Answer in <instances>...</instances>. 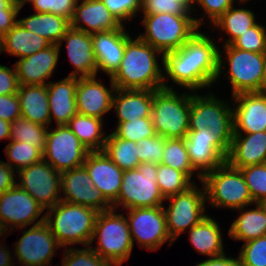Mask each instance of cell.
<instances>
[{
  "instance_id": "obj_1",
  "label": "cell",
  "mask_w": 266,
  "mask_h": 266,
  "mask_svg": "<svg viewBox=\"0 0 266 266\" xmlns=\"http://www.w3.org/2000/svg\"><path fill=\"white\" fill-rule=\"evenodd\" d=\"M219 49L210 36L198 29L180 48L163 54V88L173 89L166 84L169 79L193 92L209 88L225 71Z\"/></svg>"
},
{
  "instance_id": "obj_2",
  "label": "cell",
  "mask_w": 266,
  "mask_h": 266,
  "mask_svg": "<svg viewBox=\"0 0 266 266\" xmlns=\"http://www.w3.org/2000/svg\"><path fill=\"white\" fill-rule=\"evenodd\" d=\"M163 54L145 43L140 37L126 41L124 55L117 71L109 78L116 89L163 88V68L157 61V55Z\"/></svg>"
},
{
  "instance_id": "obj_3",
  "label": "cell",
  "mask_w": 266,
  "mask_h": 266,
  "mask_svg": "<svg viewBox=\"0 0 266 266\" xmlns=\"http://www.w3.org/2000/svg\"><path fill=\"white\" fill-rule=\"evenodd\" d=\"M46 211L45 223L61 247L76 243L90 245L99 213L96 209L60 201Z\"/></svg>"
},
{
  "instance_id": "obj_4",
  "label": "cell",
  "mask_w": 266,
  "mask_h": 266,
  "mask_svg": "<svg viewBox=\"0 0 266 266\" xmlns=\"http://www.w3.org/2000/svg\"><path fill=\"white\" fill-rule=\"evenodd\" d=\"M204 18L159 13L144 15L145 32L139 37L162 54L180 48L202 25Z\"/></svg>"
},
{
  "instance_id": "obj_5",
  "label": "cell",
  "mask_w": 266,
  "mask_h": 266,
  "mask_svg": "<svg viewBox=\"0 0 266 266\" xmlns=\"http://www.w3.org/2000/svg\"><path fill=\"white\" fill-rule=\"evenodd\" d=\"M95 239L97 248L92 246ZM89 246L113 266H122L134 247L125 214H117L115 209L99 212Z\"/></svg>"
},
{
  "instance_id": "obj_6",
  "label": "cell",
  "mask_w": 266,
  "mask_h": 266,
  "mask_svg": "<svg viewBox=\"0 0 266 266\" xmlns=\"http://www.w3.org/2000/svg\"><path fill=\"white\" fill-rule=\"evenodd\" d=\"M206 192V201L212 207L238 210L256 204L249 192L240 169L224 162L202 177Z\"/></svg>"
},
{
  "instance_id": "obj_7",
  "label": "cell",
  "mask_w": 266,
  "mask_h": 266,
  "mask_svg": "<svg viewBox=\"0 0 266 266\" xmlns=\"http://www.w3.org/2000/svg\"><path fill=\"white\" fill-rule=\"evenodd\" d=\"M176 90H153L151 117L157 135L166 139L185 138L189 131L191 94Z\"/></svg>"
},
{
  "instance_id": "obj_8",
  "label": "cell",
  "mask_w": 266,
  "mask_h": 266,
  "mask_svg": "<svg viewBox=\"0 0 266 266\" xmlns=\"http://www.w3.org/2000/svg\"><path fill=\"white\" fill-rule=\"evenodd\" d=\"M194 93V94H193ZM191 94L189 131L209 128L229 149L234 135L233 107L210 94Z\"/></svg>"
},
{
  "instance_id": "obj_9",
  "label": "cell",
  "mask_w": 266,
  "mask_h": 266,
  "mask_svg": "<svg viewBox=\"0 0 266 266\" xmlns=\"http://www.w3.org/2000/svg\"><path fill=\"white\" fill-rule=\"evenodd\" d=\"M157 164L143 162L137 169L125 170L121 189L112 209L156 207L163 205L165 198L157 185Z\"/></svg>"
},
{
  "instance_id": "obj_10",
  "label": "cell",
  "mask_w": 266,
  "mask_h": 266,
  "mask_svg": "<svg viewBox=\"0 0 266 266\" xmlns=\"http://www.w3.org/2000/svg\"><path fill=\"white\" fill-rule=\"evenodd\" d=\"M201 184V189L194 183L187 190L165 198L170 202L166 209L163 206V210L167 231L173 241L177 240L187 228L190 230L207 216L206 192L203 182Z\"/></svg>"
},
{
  "instance_id": "obj_11",
  "label": "cell",
  "mask_w": 266,
  "mask_h": 266,
  "mask_svg": "<svg viewBox=\"0 0 266 266\" xmlns=\"http://www.w3.org/2000/svg\"><path fill=\"white\" fill-rule=\"evenodd\" d=\"M228 63V78L234 96L239 93L262 92L266 53L241 50L232 45L223 46Z\"/></svg>"
},
{
  "instance_id": "obj_12",
  "label": "cell",
  "mask_w": 266,
  "mask_h": 266,
  "mask_svg": "<svg viewBox=\"0 0 266 266\" xmlns=\"http://www.w3.org/2000/svg\"><path fill=\"white\" fill-rule=\"evenodd\" d=\"M88 153L67 125L48 129L43 159L59 173L82 166Z\"/></svg>"
},
{
  "instance_id": "obj_13",
  "label": "cell",
  "mask_w": 266,
  "mask_h": 266,
  "mask_svg": "<svg viewBox=\"0 0 266 266\" xmlns=\"http://www.w3.org/2000/svg\"><path fill=\"white\" fill-rule=\"evenodd\" d=\"M131 239L140 247L150 251L158 250L166 241L171 245L174 241L167 231L166 217L163 205L156 207H141L127 209Z\"/></svg>"
},
{
  "instance_id": "obj_14",
  "label": "cell",
  "mask_w": 266,
  "mask_h": 266,
  "mask_svg": "<svg viewBox=\"0 0 266 266\" xmlns=\"http://www.w3.org/2000/svg\"><path fill=\"white\" fill-rule=\"evenodd\" d=\"M16 174L20 180L16 184L44 209H49L61 201V173L44 159L18 170Z\"/></svg>"
},
{
  "instance_id": "obj_15",
  "label": "cell",
  "mask_w": 266,
  "mask_h": 266,
  "mask_svg": "<svg viewBox=\"0 0 266 266\" xmlns=\"http://www.w3.org/2000/svg\"><path fill=\"white\" fill-rule=\"evenodd\" d=\"M14 245L15 258L21 266H48L57 249L61 248L45 222L25 229Z\"/></svg>"
},
{
  "instance_id": "obj_16",
  "label": "cell",
  "mask_w": 266,
  "mask_h": 266,
  "mask_svg": "<svg viewBox=\"0 0 266 266\" xmlns=\"http://www.w3.org/2000/svg\"><path fill=\"white\" fill-rule=\"evenodd\" d=\"M44 210L29 193L17 184L0 195V221L9 232L15 229L14 226L22 230L30 224L34 226L45 222V215L36 221Z\"/></svg>"
},
{
  "instance_id": "obj_17",
  "label": "cell",
  "mask_w": 266,
  "mask_h": 266,
  "mask_svg": "<svg viewBox=\"0 0 266 266\" xmlns=\"http://www.w3.org/2000/svg\"><path fill=\"white\" fill-rule=\"evenodd\" d=\"M187 152L193 168L202 177L226 162L229 149L218 139L209 128L188 131L185 137Z\"/></svg>"
},
{
  "instance_id": "obj_18",
  "label": "cell",
  "mask_w": 266,
  "mask_h": 266,
  "mask_svg": "<svg viewBox=\"0 0 266 266\" xmlns=\"http://www.w3.org/2000/svg\"><path fill=\"white\" fill-rule=\"evenodd\" d=\"M61 201L88 206L98 212L112 209L101 191L95 188L85 166L73 168L61 173Z\"/></svg>"
},
{
  "instance_id": "obj_19",
  "label": "cell",
  "mask_w": 266,
  "mask_h": 266,
  "mask_svg": "<svg viewBox=\"0 0 266 266\" xmlns=\"http://www.w3.org/2000/svg\"><path fill=\"white\" fill-rule=\"evenodd\" d=\"M97 76L78 77L76 87L77 113L85 116L102 118L112 110L116 86L110 78V88L96 80Z\"/></svg>"
},
{
  "instance_id": "obj_20",
  "label": "cell",
  "mask_w": 266,
  "mask_h": 266,
  "mask_svg": "<svg viewBox=\"0 0 266 266\" xmlns=\"http://www.w3.org/2000/svg\"><path fill=\"white\" fill-rule=\"evenodd\" d=\"M92 184L112 205L118 198L124 171L103 151H89L83 164Z\"/></svg>"
},
{
  "instance_id": "obj_21",
  "label": "cell",
  "mask_w": 266,
  "mask_h": 266,
  "mask_svg": "<svg viewBox=\"0 0 266 266\" xmlns=\"http://www.w3.org/2000/svg\"><path fill=\"white\" fill-rule=\"evenodd\" d=\"M233 97L234 133L266 131V93H239Z\"/></svg>"
},
{
  "instance_id": "obj_22",
  "label": "cell",
  "mask_w": 266,
  "mask_h": 266,
  "mask_svg": "<svg viewBox=\"0 0 266 266\" xmlns=\"http://www.w3.org/2000/svg\"><path fill=\"white\" fill-rule=\"evenodd\" d=\"M79 1L76 3L74 15L70 21L71 28L92 35L100 32L113 31L124 26L107 9V6L102 0Z\"/></svg>"
},
{
  "instance_id": "obj_23",
  "label": "cell",
  "mask_w": 266,
  "mask_h": 266,
  "mask_svg": "<svg viewBox=\"0 0 266 266\" xmlns=\"http://www.w3.org/2000/svg\"><path fill=\"white\" fill-rule=\"evenodd\" d=\"M60 48L51 44L30 56L21 58L14 66L19 85H47L45 81L58 64Z\"/></svg>"
},
{
  "instance_id": "obj_24",
  "label": "cell",
  "mask_w": 266,
  "mask_h": 266,
  "mask_svg": "<svg viewBox=\"0 0 266 266\" xmlns=\"http://www.w3.org/2000/svg\"><path fill=\"white\" fill-rule=\"evenodd\" d=\"M63 41L66 42L70 64L75 67V71L68 76L79 78L97 76V62L93 50L92 35L70 27L58 43L59 48H62Z\"/></svg>"
},
{
  "instance_id": "obj_25",
  "label": "cell",
  "mask_w": 266,
  "mask_h": 266,
  "mask_svg": "<svg viewBox=\"0 0 266 266\" xmlns=\"http://www.w3.org/2000/svg\"><path fill=\"white\" fill-rule=\"evenodd\" d=\"M130 37L124 26L113 31L92 34L97 72L101 70L111 77L117 71L124 55L126 41Z\"/></svg>"
},
{
  "instance_id": "obj_26",
  "label": "cell",
  "mask_w": 266,
  "mask_h": 266,
  "mask_svg": "<svg viewBox=\"0 0 266 266\" xmlns=\"http://www.w3.org/2000/svg\"><path fill=\"white\" fill-rule=\"evenodd\" d=\"M226 162L237 169L266 163V131L234 133Z\"/></svg>"
},
{
  "instance_id": "obj_27",
  "label": "cell",
  "mask_w": 266,
  "mask_h": 266,
  "mask_svg": "<svg viewBox=\"0 0 266 266\" xmlns=\"http://www.w3.org/2000/svg\"><path fill=\"white\" fill-rule=\"evenodd\" d=\"M78 77L67 76L58 82H48L47 94L51 122L66 125L77 114L76 87Z\"/></svg>"
},
{
  "instance_id": "obj_28",
  "label": "cell",
  "mask_w": 266,
  "mask_h": 266,
  "mask_svg": "<svg viewBox=\"0 0 266 266\" xmlns=\"http://www.w3.org/2000/svg\"><path fill=\"white\" fill-rule=\"evenodd\" d=\"M152 103L153 90L116 89L112 108L116 111L118 122H127L138 118L151 117Z\"/></svg>"
},
{
  "instance_id": "obj_29",
  "label": "cell",
  "mask_w": 266,
  "mask_h": 266,
  "mask_svg": "<svg viewBox=\"0 0 266 266\" xmlns=\"http://www.w3.org/2000/svg\"><path fill=\"white\" fill-rule=\"evenodd\" d=\"M21 117L48 127L51 123L47 85H19Z\"/></svg>"
},
{
  "instance_id": "obj_30",
  "label": "cell",
  "mask_w": 266,
  "mask_h": 266,
  "mask_svg": "<svg viewBox=\"0 0 266 266\" xmlns=\"http://www.w3.org/2000/svg\"><path fill=\"white\" fill-rule=\"evenodd\" d=\"M2 52L19 57L30 56L46 49L51 43L34 32L24 29L18 22L2 36Z\"/></svg>"
},
{
  "instance_id": "obj_31",
  "label": "cell",
  "mask_w": 266,
  "mask_h": 266,
  "mask_svg": "<svg viewBox=\"0 0 266 266\" xmlns=\"http://www.w3.org/2000/svg\"><path fill=\"white\" fill-rule=\"evenodd\" d=\"M189 238L199 254L215 257L225 253L220 226L209 215L189 230Z\"/></svg>"
},
{
  "instance_id": "obj_32",
  "label": "cell",
  "mask_w": 266,
  "mask_h": 266,
  "mask_svg": "<svg viewBox=\"0 0 266 266\" xmlns=\"http://www.w3.org/2000/svg\"><path fill=\"white\" fill-rule=\"evenodd\" d=\"M18 23L24 29L34 32L56 45L70 28L68 19L53 13L36 12L26 18L19 19Z\"/></svg>"
},
{
  "instance_id": "obj_33",
  "label": "cell",
  "mask_w": 266,
  "mask_h": 266,
  "mask_svg": "<svg viewBox=\"0 0 266 266\" xmlns=\"http://www.w3.org/2000/svg\"><path fill=\"white\" fill-rule=\"evenodd\" d=\"M255 205V209H239L241 214L233 221L228 232L231 239L247 242L266 235V211L260 203Z\"/></svg>"
},
{
  "instance_id": "obj_34",
  "label": "cell",
  "mask_w": 266,
  "mask_h": 266,
  "mask_svg": "<svg viewBox=\"0 0 266 266\" xmlns=\"http://www.w3.org/2000/svg\"><path fill=\"white\" fill-rule=\"evenodd\" d=\"M102 122V119L77 113L66 125L89 151H103L107 136L102 131Z\"/></svg>"
},
{
  "instance_id": "obj_35",
  "label": "cell",
  "mask_w": 266,
  "mask_h": 266,
  "mask_svg": "<svg viewBox=\"0 0 266 266\" xmlns=\"http://www.w3.org/2000/svg\"><path fill=\"white\" fill-rule=\"evenodd\" d=\"M103 152L123 171L137 169L139 145L119 138L113 131L107 135Z\"/></svg>"
},
{
  "instance_id": "obj_36",
  "label": "cell",
  "mask_w": 266,
  "mask_h": 266,
  "mask_svg": "<svg viewBox=\"0 0 266 266\" xmlns=\"http://www.w3.org/2000/svg\"><path fill=\"white\" fill-rule=\"evenodd\" d=\"M255 15L252 10L245 8H229L221 15L212 26L228 33V38L224 45H231L238 37L256 24Z\"/></svg>"
},
{
  "instance_id": "obj_37",
  "label": "cell",
  "mask_w": 266,
  "mask_h": 266,
  "mask_svg": "<svg viewBox=\"0 0 266 266\" xmlns=\"http://www.w3.org/2000/svg\"><path fill=\"white\" fill-rule=\"evenodd\" d=\"M47 132L48 127L19 117L11 122L10 140L31 144L43 152L45 149Z\"/></svg>"
},
{
  "instance_id": "obj_38",
  "label": "cell",
  "mask_w": 266,
  "mask_h": 266,
  "mask_svg": "<svg viewBox=\"0 0 266 266\" xmlns=\"http://www.w3.org/2000/svg\"><path fill=\"white\" fill-rule=\"evenodd\" d=\"M161 164L184 172L192 180V175L194 174L195 169L191 164L187 152L185 138L165 140Z\"/></svg>"
},
{
  "instance_id": "obj_39",
  "label": "cell",
  "mask_w": 266,
  "mask_h": 266,
  "mask_svg": "<svg viewBox=\"0 0 266 266\" xmlns=\"http://www.w3.org/2000/svg\"><path fill=\"white\" fill-rule=\"evenodd\" d=\"M157 185L164 198L187 190L194 183L184 172L157 164Z\"/></svg>"
},
{
  "instance_id": "obj_40",
  "label": "cell",
  "mask_w": 266,
  "mask_h": 266,
  "mask_svg": "<svg viewBox=\"0 0 266 266\" xmlns=\"http://www.w3.org/2000/svg\"><path fill=\"white\" fill-rule=\"evenodd\" d=\"M6 162L16 172L43 159V152L36 146L19 141H12L5 147ZM13 163V164H12Z\"/></svg>"
},
{
  "instance_id": "obj_41",
  "label": "cell",
  "mask_w": 266,
  "mask_h": 266,
  "mask_svg": "<svg viewBox=\"0 0 266 266\" xmlns=\"http://www.w3.org/2000/svg\"><path fill=\"white\" fill-rule=\"evenodd\" d=\"M119 138L131 140L135 143L148 137L157 135L152 117L138 118L127 122H117L113 131Z\"/></svg>"
},
{
  "instance_id": "obj_42",
  "label": "cell",
  "mask_w": 266,
  "mask_h": 266,
  "mask_svg": "<svg viewBox=\"0 0 266 266\" xmlns=\"http://www.w3.org/2000/svg\"><path fill=\"white\" fill-rule=\"evenodd\" d=\"M255 203L266 199V163L240 168Z\"/></svg>"
},
{
  "instance_id": "obj_43",
  "label": "cell",
  "mask_w": 266,
  "mask_h": 266,
  "mask_svg": "<svg viewBox=\"0 0 266 266\" xmlns=\"http://www.w3.org/2000/svg\"><path fill=\"white\" fill-rule=\"evenodd\" d=\"M77 249L67 247L64 250L61 266H112V264L101 258L90 246Z\"/></svg>"
},
{
  "instance_id": "obj_44",
  "label": "cell",
  "mask_w": 266,
  "mask_h": 266,
  "mask_svg": "<svg viewBox=\"0 0 266 266\" xmlns=\"http://www.w3.org/2000/svg\"><path fill=\"white\" fill-rule=\"evenodd\" d=\"M233 47L255 53H266V28L260 23L246 30L232 44Z\"/></svg>"
},
{
  "instance_id": "obj_45",
  "label": "cell",
  "mask_w": 266,
  "mask_h": 266,
  "mask_svg": "<svg viewBox=\"0 0 266 266\" xmlns=\"http://www.w3.org/2000/svg\"><path fill=\"white\" fill-rule=\"evenodd\" d=\"M239 260L241 266H266V235L244 242Z\"/></svg>"
},
{
  "instance_id": "obj_46",
  "label": "cell",
  "mask_w": 266,
  "mask_h": 266,
  "mask_svg": "<svg viewBox=\"0 0 266 266\" xmlns=\"http://www.w3.org/2000/svg\"><path fill=\"white\" fill-rule=\"evenodd\" d=\"M166 138L161 135L148 137L137 142L139 145L138 159L140 163L151 162L160 164L163 157V148Z\"/></svg>"
},
{
  "instance_id": "obj_47",
  "label": "cell",
  "mask_w": 266,
  "mask_h": 266,
  "mask_svg": "<svg viewBox=\"0 0 266 266\" xmlns=\"http://www.w3.org/2000/svg\"><path fill=\"white\" fill-rule=\"evenodd\" d=\"M78 0H33L35 12L53 13L71 21Z\"/></svg>"
},
{
  "instance_id": "obj_48",
  "label": "cell",
  "mask_w": 266,
  "mask_h": 266,
  "mask_svg": "<svg viewBox=\"0 0 266 266\" xmlns=\"http://www.w3.org/2000/svg\"><path fill=\"white\" fill-rule=\"evenodd\" d=\"M102 2L122 25L123 21L133 19L141 10V0H102Z\"/></svg>"
},
{
  "instance_id": "obj_49",
  "label": "cell",
  "mask_w": 266,
  "mask_h": 266,
  "mask_svg": "<svg viewBox=\"0 0 266 266\" xmlns=\"http://www.w3.org/2000/svg\"><path fill=\"white\" fill-rule=\"evenodd\" d=\"M141 11L144 15L159 13L191 15V13L175 0H141Z\"/></svg>"
},
{
  "instance_id": "obj_50",
  "label": "cell",
  "mask_w": 266,
  "mask_h": 266,
  "mask_svg": "<svg viewBox=\"0 0 266 266\" xmlns=\"http://www.w3.org/2000/svg\"><path fill=\"white\" fill-rule=\"evenodd\" d=\"M19 117L21 110L17 93L0 95V118L11 123Z\"/></svg>"
},
{
  "instance_id": "obj_51",
  "label": "cell",
  "mask_w": 266,
  "mask_h": 266,
  "mask_svg": "<svg viewBox=\"0 0 266 266\" xmlns=\"http://www.w3.org/2000/svg\"><path fill=\"white\" fill-rule=\"evenodd\" d=\"M235 0H195L203 10L204 15L208 16L210 23L213 24L234 4ZM206 13V14H205Z\"/></svg>"
},
{
  "instance_id": "obj_52",
  "label": "cell",
  "mask_w": 266,
  "mask_h": 266,
  "mask_svg": "<svg viewBox=\"0 0 266 266\" xmlns=\"http://www.w3.org/2000/svg\"><path fill=\"white\" fill-rule=\"evenodd\" d=\"M10 68L0 65V95L17 93L19 82L16 74V68Z\"/></svg>"
},
{
  "instance_id": "obj_53",
  "label": "cell",
  "mask_w": 266,
  "mask_h": 266,
  "mask_svg": "<svg viewBox=\"0 0 266 266\" xmlns=\"http://www.w3.org/2000/svg\"><path fill=\"white\" fill-rule=\"evenodd\" d=\"M21 9L12 4L8 9L0 10V36L5 35L17 22L16 19Z\"/></svg>"
},
{
  "instance_id": "obj_54",
  "label": "cell",
  "mask_w": 266,
  "mask_h": 266,
  "mask_svg": "<svg viewBox=\"0 0 266 266\" xmlns=\"http://www.w3.org/2000/svg\"><path fill=\"white\" fill-rule=\"evenodd\" d=\"M15 171L6 163L0 160V195L16 185Z\"/></svg>"
},
{
  "instance_id": "obj_55",
  "label": "cell",
  "mask_w": 266,
  "mask_h": 266,
  "mask_svg": "<svg viewBox=\"0 0 266 266\" xmlns=\"http://www.w3.org/2000/svg\"><path fill=\"white\" fill-rule=\"evenodd\" d=\"M196 266H240V260L239 257L236 259L227 257L226 253H224L222 255L210 257L209 259L201 261Z\"/></svg>"
},
{
  "instance_id": "obj_56",
  "label": "cell",
  "mask_w": 266,
  "mask_h": 266,
  "mask_svg": "<svg viewBox=\"0 0 266 266\" xmlns=\"http://www.w3.org/2000/svg\"><path fill=\"white\" fill-rule=\"evenodd\" d=\"M10 252L11 251H9L3 243L2 245L0 244V266H15L13 264L15 263L14 259H11L12 255Z\"/></svg>"
},
{
  "instance_id": "obj_57",
  "label": "cell",
  "mask_w": 266,
  "mask_h": 266,
  "mask_svg": "<svg viewBox=\"0 0 266 266\" xmlns=\"http://www.w3.org/2000/svg\"><path fill=\"white\" fill-rule=\"evenodd\" d=\"M11 123L0 118V140H10Z\"/></svg>"
},
{
  "instance_id": "obj_58",
  "label": "cell",
  "mask_w": 266,
  "mask_h": 266,
  "mask_svg": "<svg viewBox=\"0 0 266 266\" xmlns=\"http://www.w3.org/2000/svg\"><path fill=\"white\" fill-rule=\"evenodd\" d=\"M180 3L189 13L192 11V6L194 7L195 0H175Z\"/></svg>"
},
{
  "instance_id": "obj_59",
  "label": "cell",
  "mask_w": 266,
  "mask_h": 266,
  "mask_svg": "<svg viewBox=\"0 0 266 266\" xmlns=\"http://www.w3.org/2000/svg\"><path fill=\"white\" fill-rule=\"evenodd\" d=\"M12 5L8 0H0V10L8 9Z\"/></svg>"
},
{
  "instance_id": "obj_60",
  "label": "cell",
  "mask_w": 266,
  "mask_h": 266,
  "mask_svg": "<svg viewBox=\"0 0 266 266\" xmlns=\"http://www.w3.org/2000/svg\"><path fill=\"white\" fill-rule=\"evenodd\" d=\"M33 0H16V6L21 9L25 4L26 2H32Z\"/></svg>"
},
{
  "instance_id": "obj_61",
  "label": "cell",
  "mask_w": 266,
  "mask_h": 266,
  "mask_svg": "<svg viewBox=\"0 0 266 266\" xmlns=\"http://www.w3.org/2000/svg\"><path fill=\"white\" fill-rule=\"evenodd\" d=\"M4 233H9L7 232L6 228L4 227L3 223L0 221V238L4 235Z\"/></svg>"
},
{
  "instance_id": "obj_62",
  "label": "cell",
  "mask_w": 266,
  "mask_h": 266,
  "mask_svg": "<svg viewBox=\"0 0 266 266\" xmlns=\"http://www.w3.org/2000/svg\"><path fill=\"white\" fill-rule=\"evenodd\" d=\"M262 92L266 93V67H265V72H264V81H263V86H262Z\"/></svg>"
},
{
  "instance_id": "obj_63",
  "label": "cell",
  "mask_w": 266,
  "mask_h": 266,
  "mask_svg": "<svg viewBox=\"0 0 266 266\" xmlns=\"http://www.w3.org/2000/svg\"><path fill=\"white\" fill-rule=\"evenodd\" d=\"M261 206L264 208V210L266 211V199L262 200L260 202Z\"/></svg>"
},
{
  "instance_id": "obj_64",
  "label": "cell",
  "mask_w": 266,
  "mask_h": 266,
  "mask_svg": "<svg viewBox=\"0 0 266 266\" xmlns=\"http://www.w3.org/2000/svg\"><path fill=\"white\" fill-rule=\"evenodd\" d=\"M2 37L0 36V53H2Z\"/></svg>"
},
{
  "instance_id": "obj_65",
  "label": "cell",
  "mask_w": 266,
  "mask_h": 266,
  "mask_svg": "<svg viewBox=\"0 0 266 266\" xmlns=\"http://www.w3.org/2000/svg\"><path fill=\"white\" fill-rule=\"evenodd\" d=\"M8 1L16 6V0H8Z\"/></svg>"
},
{
  "instance_id": "obj_66",
  "label": "cell",
  "mask_w": 266,
  "mask_h": 266,
  "mask_svg": "<svg viewBox=\"0 0 266 266\" xmlns=\"http://www.w3.org/2000/svg\"><path fill=\"white\" fill-rule=\"evenodd\" d=\"M239 1H240L239 3H242L243 2V4H244V2H247L249 0H239Z\"/></svg>"
}]
</instances>
